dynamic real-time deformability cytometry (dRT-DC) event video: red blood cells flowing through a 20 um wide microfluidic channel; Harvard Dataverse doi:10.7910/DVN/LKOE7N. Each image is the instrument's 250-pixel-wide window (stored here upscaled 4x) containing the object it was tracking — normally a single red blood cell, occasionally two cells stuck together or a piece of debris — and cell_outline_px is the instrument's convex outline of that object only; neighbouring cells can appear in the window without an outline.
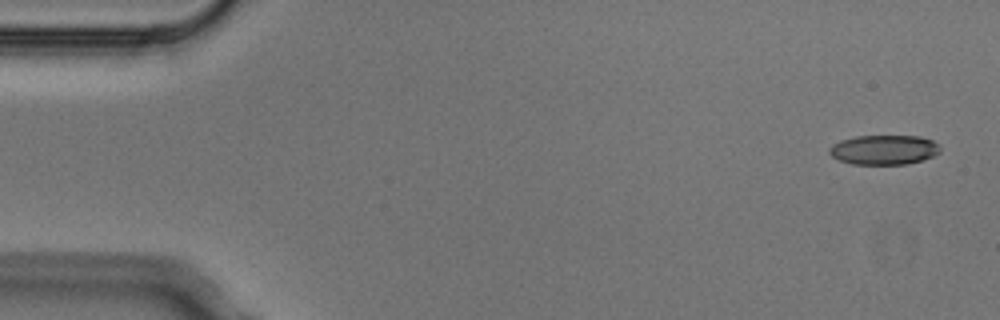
{"species": "Egyptian fruit bat (a non-hibernating species)", "species_latin": "Rousettus aegyptiacus", "temperature_condition": "cold", "stored_images_in_passage": 7, "camera_frame_rate_fps": 3000, "um_per_image_px": 0.085, "animal": {"sex": "male"}, "frame": {"image": 1, "passage_image": 1, "time_ms": 0.0, "image_size_px": [1000, 320], "cell_outline_px": [[940, 152], [924, 160], [908, 164], [852, 164], [840, 160], [832, 156], [828, 152], [828, 148], [832, 144], [840, 140], [856, 136], [920, 136], [932, 140], [940, 144]], "centroid_in_image_um": [75.15, 12.73], "position_along_channel_um": 9.9, "area_um2": 19.31}}
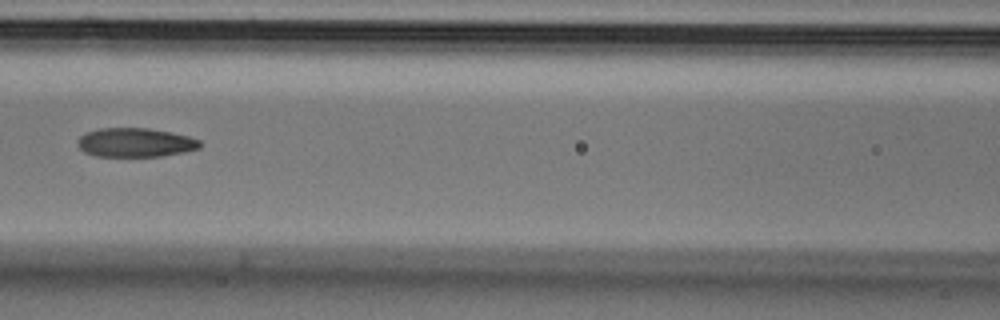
{"frame": {"image": 2, "passage_image": 6, "time_ms": 1.667, "image_size_px": [1000, 320], "cell_outline_px": [[200, 148], [184, 152], [160, 156], [96, 156], [84, 152], [76, 144], [76, 140], [84, 132], [100, 128], [148, 128], [172, 132], [188, 136], [200, 140]], "centroid_in_image_um": [11.47, 12.1], "position_along_channel_um": 155.1, "area_um2": 20.81}}
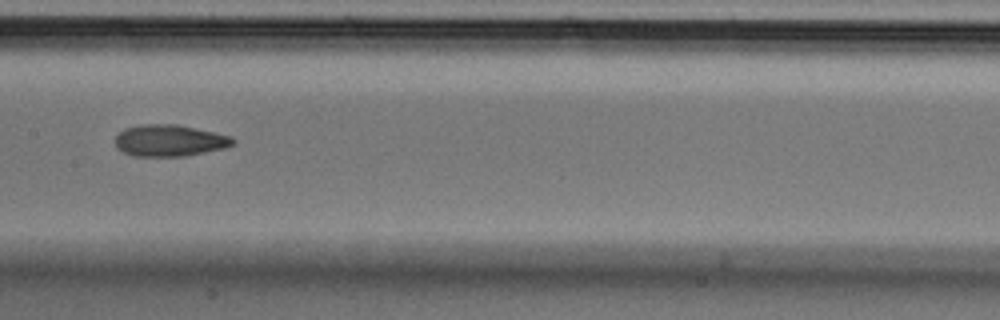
{"frame": {"image": 3, "passage_image": 7, "time_ms": 2.0, "image_size_px": [1000, 320], "cell_outline_px": [[236, 144], [224, 148], [184, 156], [132, 156], [116, 148], [116, 136], [124, 128], [140, 124], [176, 124], [232, 136], [236, 140]], "centroid_in_image_um": [14.42, 11.94], "position_along_channel_um": 193.0, "area_um2": 21.73}}